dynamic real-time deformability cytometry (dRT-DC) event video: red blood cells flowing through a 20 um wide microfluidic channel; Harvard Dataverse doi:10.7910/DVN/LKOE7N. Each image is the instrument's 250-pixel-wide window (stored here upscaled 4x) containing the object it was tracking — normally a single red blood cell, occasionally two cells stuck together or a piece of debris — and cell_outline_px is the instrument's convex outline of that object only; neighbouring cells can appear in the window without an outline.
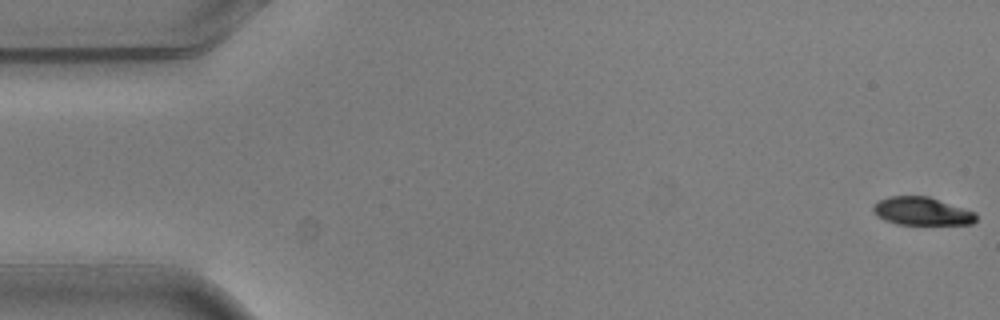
{"species": "common noctule bat (a hibernating species)", "species_latin": "Nyctalus noctula", "temperature_condition": "warm", "stored_images_in_passage": 6, "camera_frame_rate_fps": 3000, "um_per_image_px": 0.085, "animal": {"sex": "male", "body_mass_g": 20.5, "forearm_length_mm": 52.5}, "frame": {"image": 1, "passage_image": 1, "time_ms": 0.0, "image_size_px": [1000, 320], "cell_outline_px": [[976, 220], [972, 224], [896, 224], [884, 220], [876, 216], [872, 212], [872, 204], [876, 200], [888, 196], [928, 196], [976, 212]], "centroid_in_image_um": [78.29, 17.94], "position_along_channel_um": 6.7, "area_um2": 17.05}}
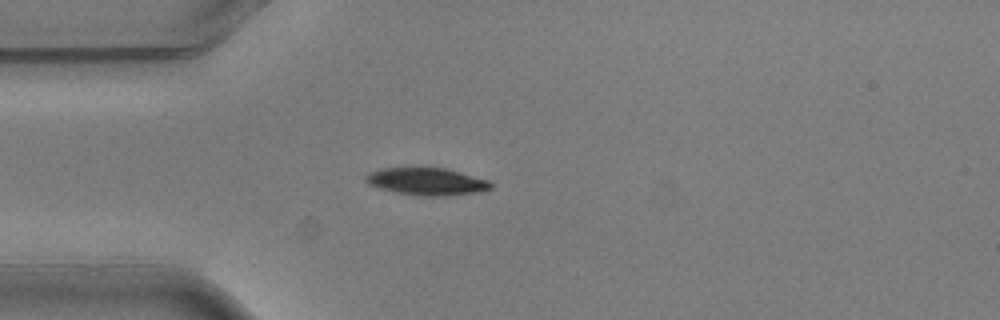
{"frame": {"image": 2, "passage_image": 5, "time_ms": 1.333, "image_size_px": [1000, 320], "cell_outline_px": [[492, 188], [480, 192], [448, 196], [424, 196], [396, 192], [380, 188], [368, 184], [364, 180], [364, 176], [368, 172], [380, 168], [416, 164], [420, 164], [448, 168], [488, 180], [492, 184]], "centroid_in_image_um": [36.23, 15.36], "position_along_channel_um": 48.8, "area_um2": 21.1}}